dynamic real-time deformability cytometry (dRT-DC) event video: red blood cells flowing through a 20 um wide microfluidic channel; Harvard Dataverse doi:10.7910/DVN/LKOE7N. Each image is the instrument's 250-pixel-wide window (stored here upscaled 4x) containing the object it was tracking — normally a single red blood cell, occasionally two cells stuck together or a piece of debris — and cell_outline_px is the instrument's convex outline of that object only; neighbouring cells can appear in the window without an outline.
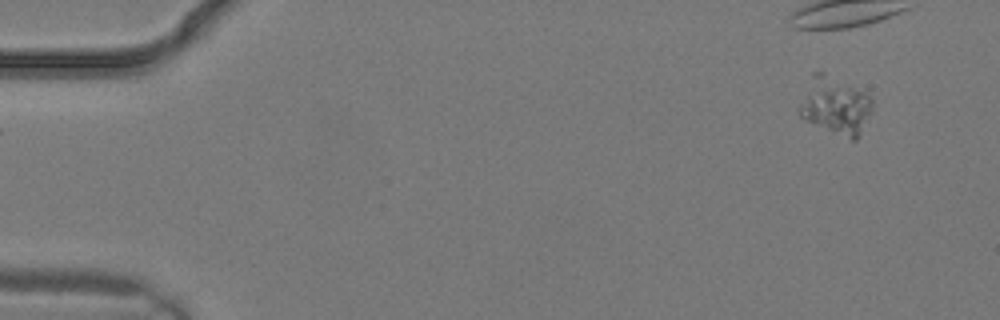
{"species": "common noctule bat (a hibernating species)", "species_latin": "Nyctalus noctula", "temperature_condition": "warm", "stored_images_in_passage": 4, "camera_frame_rate_fps": 3000, "um_per_image_px": 0.085, "animal": {"sex": "male", "body_mass_g": 19.2, "forearm_length_mm": 51.8}, "frame": {"image": 1, "passage_image": 1, "time_ms": 0.0, "image_size_px": [1000, 320], "cell_outline_px": [[872, 108], [860, 136], [856, 140], [852, 140], [808, 120], [800, 116], [800, 108], [812, 72], [824, 72], [864, 92], [872, 100]], "centroid_in_image_um": [71.04, 8.97], "position_along_channel_um": 14.0, "area_um2": 23.47}}